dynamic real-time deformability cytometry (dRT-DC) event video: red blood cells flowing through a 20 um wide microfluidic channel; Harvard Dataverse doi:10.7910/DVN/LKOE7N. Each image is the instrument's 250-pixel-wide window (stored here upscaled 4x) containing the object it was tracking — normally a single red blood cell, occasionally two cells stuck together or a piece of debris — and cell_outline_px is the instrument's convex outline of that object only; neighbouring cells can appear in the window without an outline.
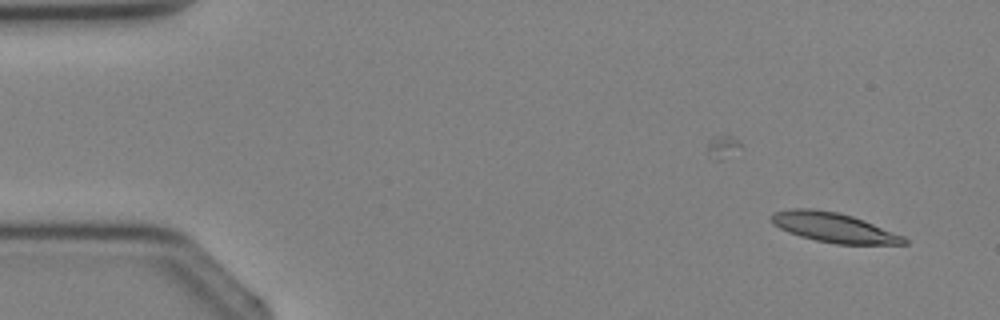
{"species": "Egyptian fruit bat (a non-hibernating species)", "species_latin": "Rousettus aegyptiacus", "temperature_condition": "cold", "stored_images_in_passage": 4, "camera_frame_rate_fps": 3000, "um_per_image_px": 0.085, "animal": {"sex": "female"}, "frame": {"image": 1, "passage_image": 2, "time_ms": 1.333, "image_size_px": [1000, 320], "cell_outline_px": [[908, 244], [836, 244], [816, 240], [800, 236], [788, 232], [772, 224], [768, 216], [772, 212], [792, 208], [812, 208], [840, 212], [864, 220], [904, 236], [908, 240]], "centroid_in_image_um": [70.82, 19.32], "position_along_channel_um": 14.2, "area_um2": 23.12}}